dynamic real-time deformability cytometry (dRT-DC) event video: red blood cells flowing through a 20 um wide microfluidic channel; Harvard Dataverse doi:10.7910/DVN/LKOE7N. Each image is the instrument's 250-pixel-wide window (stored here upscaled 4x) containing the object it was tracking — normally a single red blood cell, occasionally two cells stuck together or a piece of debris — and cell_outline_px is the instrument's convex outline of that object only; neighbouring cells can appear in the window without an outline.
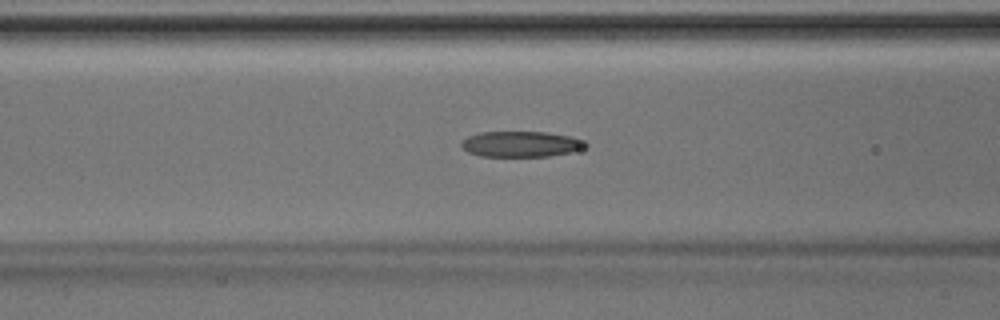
{"species": "Egyptian fruit bat (a non-hibernating species)", "species_latin": "Rousettus aegyptiacus", "temperature_condition": "room temperature", "stored_images_in_passage": 42, "camera_frame_rate_fps": 3000, "um_per_image_px": 0.085, "animal": {"sex": "male"}, "frame": {"image": 1, "passage_image": 15, "time_ms": 4.667, "image_size_px": [1000, 320], "cell_outline_px": [[588, 144], [584, 148], [572, 152], [548, 156], [480, 156], [468, 152], [460, 144], [468, 136], [480, 132], [548, 132], [572, 136], [584, 140]], "centroid_in_image_um": [44.33, 12.24], "position_along_channel_um": 122.3, "area_um2": 18.61}}
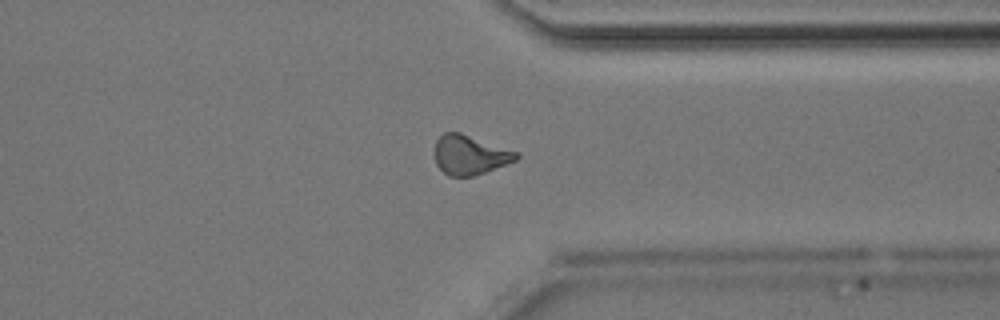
{"frame": {"image": 2, "passage_image": 32, "time_ms": 10.333, "image_size_px": [1000, 320], "cell_outline_px": [[520, 156], [516, 160], [484, 172], [472, 176], [448, 176], [436, 164], [432, 152], [436, 140], [444, 132], [460, 132], [520, 152]], "centroid_in_image_um": [39.91, 13.15], "position_along_channel_um": 371.5, "area_um2": 18.96}}
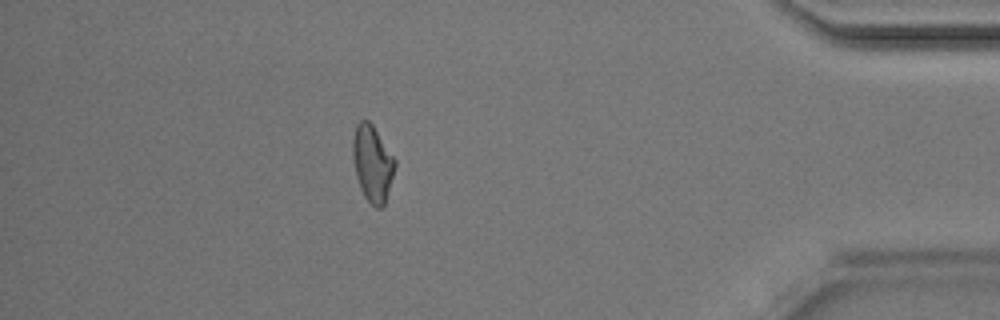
{"frame": {"image": 3, "passage_image": 37, "time_ms": 12.0, "image_size_px": [1000, 320], "cell_outline_px": [[396, 164], [384, 204], [380, 208], [376, 208], [364, 196], [360, 188], [356, 176], [352, 156], [352, 140], [356, 124], [360, 120], [368, 120], [372, 124], [396, 160]], "centroid_in_image_um": [31.63, 13.86], "position_along_channel_um": 403.6, "area_um2": 18.61}}